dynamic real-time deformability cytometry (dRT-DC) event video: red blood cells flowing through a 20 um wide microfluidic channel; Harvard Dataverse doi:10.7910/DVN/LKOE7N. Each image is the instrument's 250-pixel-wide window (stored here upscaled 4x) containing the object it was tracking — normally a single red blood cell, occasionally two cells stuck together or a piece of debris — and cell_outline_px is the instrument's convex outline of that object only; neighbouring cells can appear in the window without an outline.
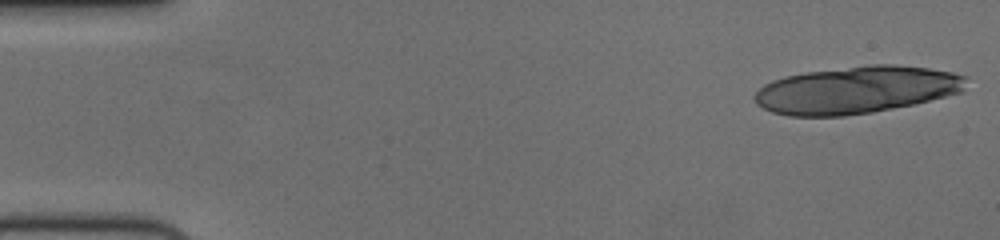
{"species": "human", "species_latin": "Homo sapiens", "temperature_condition": "cold", "stored_images_in_passage": 18, "camera_frame_rate_fps": 3000, "um_per_image_px": 0.085, "donor": {"sex": "female"}, "frame": {"image": 1, "passage_image": 1, "time_ms": 0.0, "image_size_px": [1000, 240], "cell_outline_px": [[968, 76], [964, 88], [960, 92], [912, 104], [872, 112], [844, 116], [788, 116], [772, 112], [756, 104], [752, 96], [764, 84], [772, 80], [784, 76], [804, 72], [868, 64], [896, 64], [928, 68], [952, 72]], "centroid_in_image_um": [72.76, 7.63], "position_along_channel_um": 12.2, "area_um2": 58.38}}